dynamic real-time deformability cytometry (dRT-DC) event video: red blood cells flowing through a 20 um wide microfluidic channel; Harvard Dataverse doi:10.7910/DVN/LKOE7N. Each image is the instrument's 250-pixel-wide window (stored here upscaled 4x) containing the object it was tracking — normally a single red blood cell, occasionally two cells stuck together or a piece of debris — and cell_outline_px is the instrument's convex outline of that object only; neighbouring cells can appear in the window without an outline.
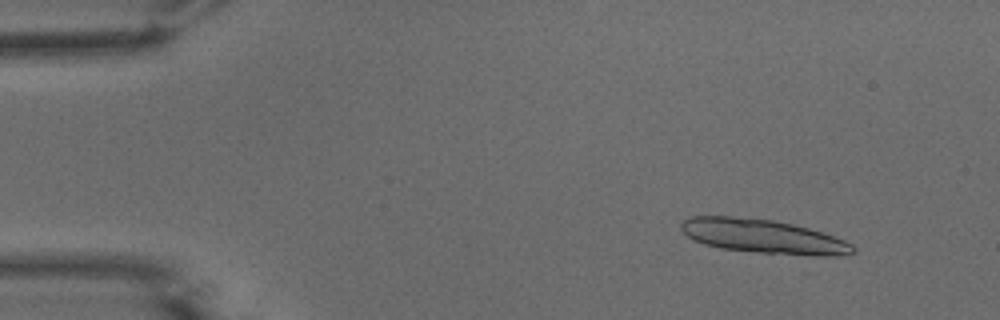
{"species": "common noctule bat (a hibernating species)", "species_latin": "Nyctalus noctula", "temperature_condition": "warm", "stored_images_in_passage": 19, "camera_frame_rate_fps": 3000, "um_per_image_px": 0.085, "animal": {"sex": "male", "body_mass_g": 15.6}, "frame": {"image": 1, "passage_image": 6, "time_ms": 1.667, "image_size_px": [1000, 320], "cell_outline_px": [[856, 252], [840, 256], [812, 256], [760, 252], [720, 248], [704, 244], [692, 240], [680, 228], [680, 224], [684, 220], [692, 216], [732, 216], [772, 220], [792, 224], [808, 228], [844, 240], [852, 244], [856, 248]], "centroid_in_image_um": [64.87, 20.1], "position_along_channel_um": 20.1, "area_um2": 33.93}}